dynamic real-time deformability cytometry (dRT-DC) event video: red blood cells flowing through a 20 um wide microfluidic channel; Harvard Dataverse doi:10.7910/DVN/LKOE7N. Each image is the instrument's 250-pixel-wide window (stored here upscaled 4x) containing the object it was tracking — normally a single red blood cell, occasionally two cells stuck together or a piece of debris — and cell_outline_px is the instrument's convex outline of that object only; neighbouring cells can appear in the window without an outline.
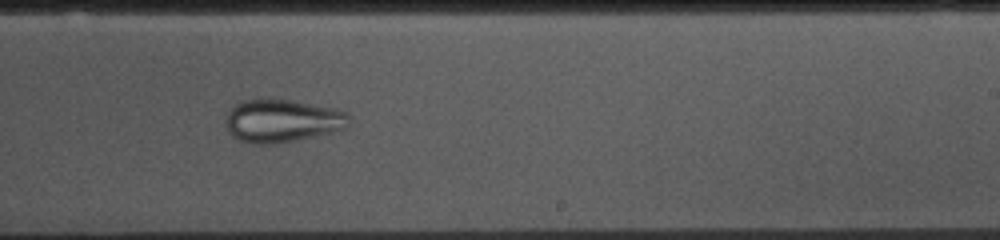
{"species": "common noctule bat (a hibernating species)", "species_latin": "Nyctalus noctula", "temperature_condition": "cold", "stored_images_in_passage": 53, "camera_frame_rate_fps": 3000, "um_per_image_px": 0.085, "animal": {"sex": "female", "body_mass_g": 10.0, "forearm_length_mm": 53.1}, "frame": {"image": 1, "passage_image": 31, "time_ms": 10.0, "image_size_px": [1000, 240], "cell_outline_px": [[352, 116], [348, 128], [316, 136], [276, 144], [252, 144], [236, 140], [228, 132], [224, 120], [228, 112], [236, 104], [244, 100], [288, 100], [336, 108], [348, 112]], "centroid_in_image_um": [24.02, 10.29], "position_along_channel_um": 265.0, "area_um2": 31.21}}
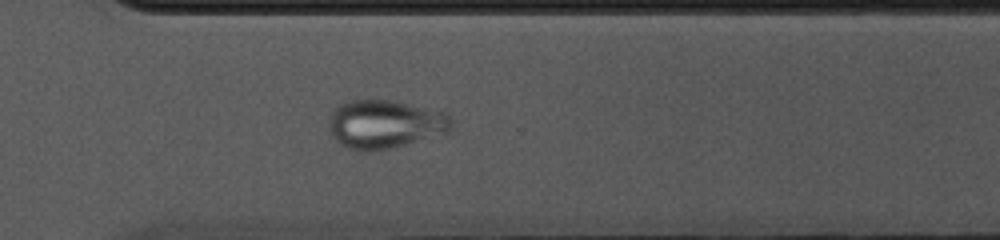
{"frame": {"image": 2, "passage_image": 37, "time_ms": 12.0, "image_size_px": [1000, 240], "cell_outline_px": [[456, 120], [452, 132], [372, 152], [360, 152], [348, 148], [340, 144], [332, 136], [328, 124], [328, 120], [336, 104], [344, 100], [388, 100], [408, 104], [444, 112]], "centroid_in_image_um": [32.72, 10.56], "position_along_channel_um": 337.9, "area_um2": 35.14}}
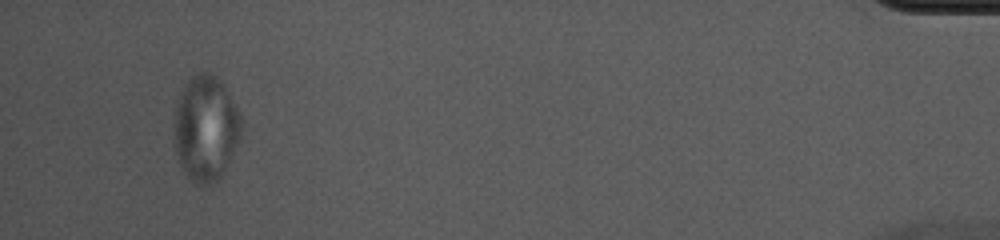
{"frame": {"image": 3, "passage_image": 50, "time_ms": 16.333, "image_size_px": [1000, 240], "cell_outline_px": [[240, 140], [220, 176], [216, 180], [208, 184], [196, 184], [180, 168], [176, 152], [176, 108], [184, 84], [192, 76], [200, 72], [208, 72], [216, 76], [224, 84], [240, 112]], "centroid_in_image_um": [17.5, 10.88], "position_along_channel_um": 417.7, "area_um2": 40.58}}